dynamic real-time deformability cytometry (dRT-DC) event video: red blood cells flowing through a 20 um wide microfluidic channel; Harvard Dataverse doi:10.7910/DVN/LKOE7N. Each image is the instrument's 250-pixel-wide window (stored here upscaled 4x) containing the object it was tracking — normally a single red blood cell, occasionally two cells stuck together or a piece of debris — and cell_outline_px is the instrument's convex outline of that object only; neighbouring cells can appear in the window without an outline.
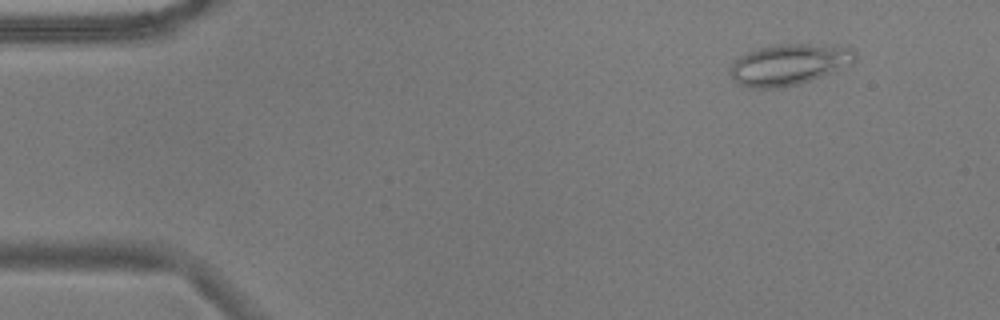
{"species": "common noctule bat (a hibernating species)", "species_latin": "Nyctalus noctula", "temperature_condition": "warm", "stored_images_in_passage": 54, "camera_frame_rate_fps": 3000, "um_per_image_px": 0.085, "animal": {"sex": "male", "body_mass_g": 17.9}, "frame": {"image": 1, "passage_image": 6, "time_ms": 1.667, "image_size_px": [1000, 320], "cell_outline_px": [[856, 60], [832, 72], [796, 84], [780, 88], [748, 88], [736, 84], [728, 72], [728, 68], [740, 56], [748, 52], [760, 48], [776, 44], [848, 44], [856, 52]], "centroid_in_image_um": [67.06, 5.46], "position_along_channel_um": 17.9, "area_um2": 30.17}}
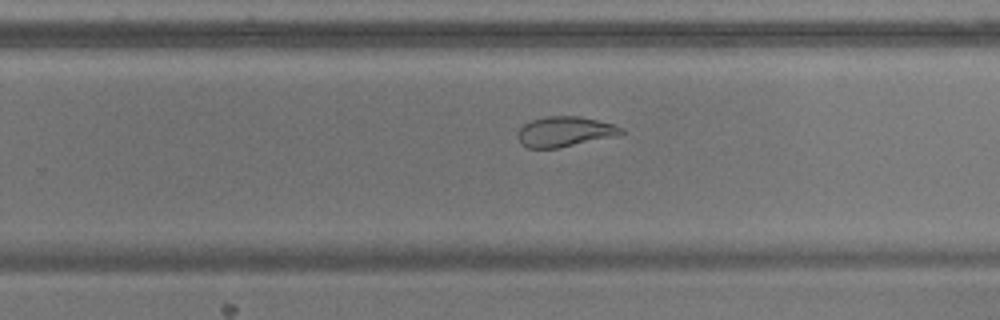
{"frame": {"image": 2, "passage_image": 35, "time_ms": 11.333, "image_size_px": [1000, 320], "cell_outline_px": [[624, 132], [616, 136], [560, 148], [528, 148], [520, 144], [516, 136], [520, 128], [524, 124], [532, 120], [544, 116], [580, 116], [612, 124], [624, 128]], "centroid_in_image_um": [47.98, 11.2], "position_along_channel_um": 281.8, "area_um2": 18.32}}
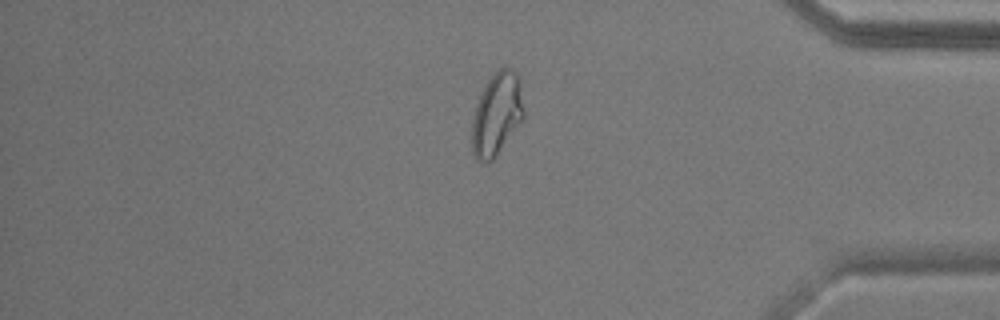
{"frame": {"image": 3, "passage_image": 46, "time_ms": 15.0, "image_size_px": [1000, 320], "cell_outline_px": [[524, 116], [492, 160], [488, 164], [484, 164], [476, 160], [472, 152], [472, 120], [476, 104], [488, 80], [500, 68], [512, 68], [516, 72], [520, 80], [524, 112]], "centroid_in_image_um": [42.21, 9.71], "position_along_channel_um": 393.0, "area_um2": 24.68}, "authors_computed_cell_mechanics": {"area_um2": 24.6228, "velocity_mm_per_s": 3.7133, "shape_relaxation_time_tau1_ms": 11.3546, "shape_relaxation_time_tau2_ms": 1.8061, "deformation_change_tau1": 0.253, "deformation_change_tau2": 0.0693}}